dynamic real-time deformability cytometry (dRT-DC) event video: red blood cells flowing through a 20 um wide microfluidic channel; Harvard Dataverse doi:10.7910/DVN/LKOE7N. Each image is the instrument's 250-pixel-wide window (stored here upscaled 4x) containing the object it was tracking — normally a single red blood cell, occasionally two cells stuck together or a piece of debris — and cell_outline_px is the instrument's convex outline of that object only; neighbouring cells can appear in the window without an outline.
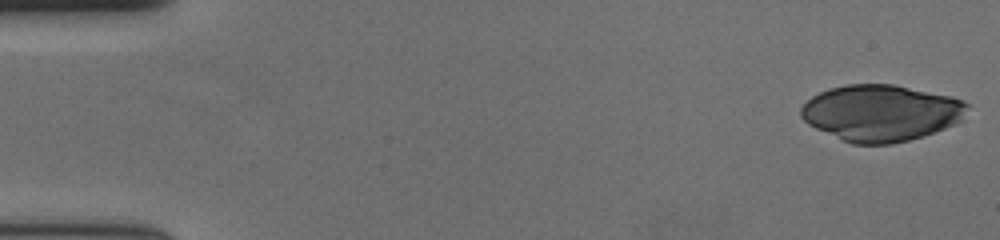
{"species": "human", "species_latin": "Homo sapiens", "temperature_condition": "cold", "stored_images_in_passage": 56, "camera_frame_rate_fps": 3000, "um_per_image_px": 0.085, "donor": {"sex": "female"}, "frame": {"image": 1, "passage_image": 1, "time_ms": 0.0, "image_size_px": [1000, 240], "cell_outline_px": [[968, 104], [964, 120], [956, 124], [924, 136], [892, 144], [852, 144], [816, 128], [808, 124], [800, 116], [800, 108], [812, 96], [828, 88], [844, 84], [892, 84], [952, 96], [964, 100]], "centroid_in_image_um": [74.91, 9.59], "position_along_channel_um": 10.1, "area_um2": 54.91}}